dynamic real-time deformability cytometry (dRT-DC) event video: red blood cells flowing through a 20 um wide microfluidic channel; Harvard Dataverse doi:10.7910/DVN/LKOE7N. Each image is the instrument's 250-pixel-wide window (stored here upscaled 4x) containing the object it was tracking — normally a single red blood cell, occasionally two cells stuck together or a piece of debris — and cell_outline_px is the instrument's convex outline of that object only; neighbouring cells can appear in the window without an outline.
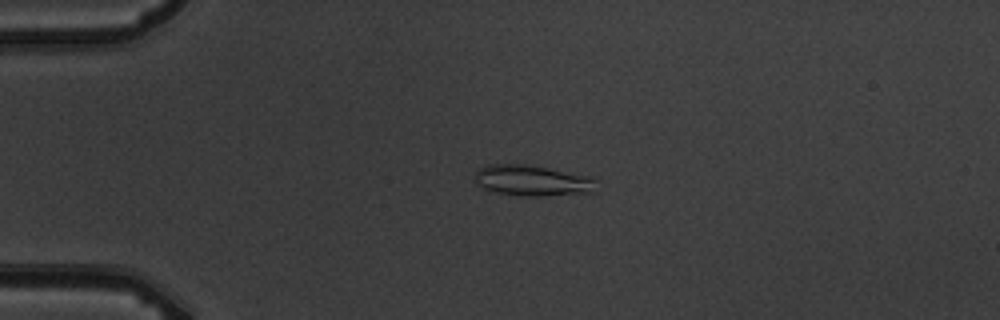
{"species": "common noctule bat (a hibernating species)", "species_latin": "Nyctalus noctula", "temperature_condition": "warm", "stored_images_in_passage": 5, "camera_frame_rate_fps": 3000, "um_per_image_px": 0.085, "animal": {"sex": "male", "body_mass_g": 19.5, "forearm_length_mm": 54.6}, "frame": {"image": 1, "passage_image": 4, "time_ms": 3.667, "image_size_px": [1000, 320], "cell_outline_px": [[600, 180], [596, 192], [540, 196], [520, 196], [496, 192], [484, 188], [476, 184], [476, 172], [480, 168], [488, 164], [524, 164], [548, 168], [592, 176]], "centroid_in_image_um": [45.35, 15.35], "position_along_channel_um": 39.7, "area_um2": 22.14}}